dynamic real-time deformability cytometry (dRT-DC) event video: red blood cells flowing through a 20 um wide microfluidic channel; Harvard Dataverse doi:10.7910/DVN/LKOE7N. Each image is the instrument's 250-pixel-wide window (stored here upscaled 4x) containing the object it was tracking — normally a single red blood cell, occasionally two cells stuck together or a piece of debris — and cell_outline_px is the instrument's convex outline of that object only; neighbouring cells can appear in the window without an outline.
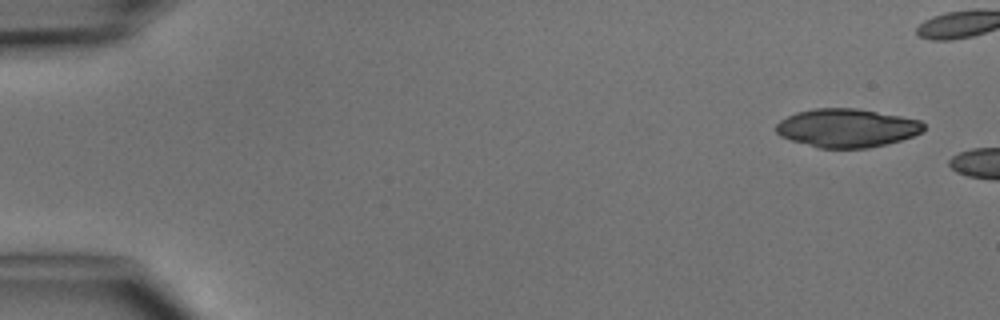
{"species": "common noctule bat (a hibernating species)", "species_latin": "Nyctalus noctula", "temperature_condition": "cold", "stored_images_in_passage": 4, "camera_frame_rate_fps": 3000, "um_per_image_px": 0.085, "animal": {"sex": "male", "body_mass_g": 15.6}, "frame": {"image": 1, "passage_image": 1, "time_ms": 0.0, "image_size_px": [1000, 320], "cell_outline_px": [[924, 132], [900, 140], [868, 148], [820, 148], [792, 140], [780, 136], [776, 132], [776, 124], [780, 120], [796, 112], [812, 108], [856, 108], [900, 116], [920, 120], [924, 124]], "centroid_in_image_um": [71.98, 10.87], "position_along_channel_um": 13.0, "area_um2": 33.0}}